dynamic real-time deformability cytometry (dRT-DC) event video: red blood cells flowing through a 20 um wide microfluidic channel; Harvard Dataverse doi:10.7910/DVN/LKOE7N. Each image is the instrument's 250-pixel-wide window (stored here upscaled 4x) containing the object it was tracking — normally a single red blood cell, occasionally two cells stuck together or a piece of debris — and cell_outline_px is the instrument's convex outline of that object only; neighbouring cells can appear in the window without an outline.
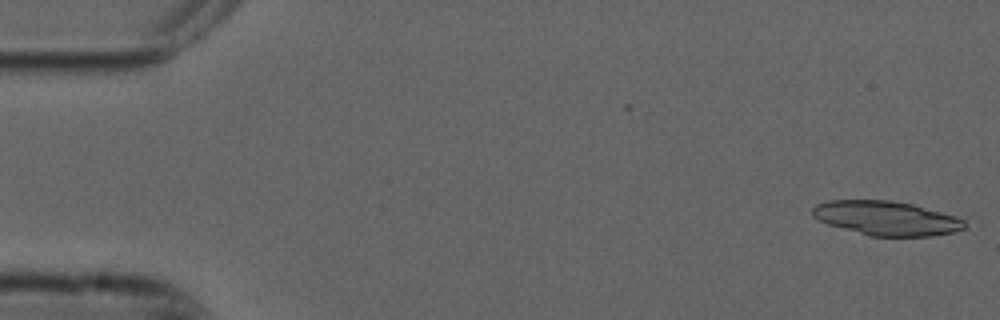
{"species": "common noctule bat (a hibernating species)", "species_latin": "Nyctalus noctula", "temperature_condition": "cold", "stored_images_in_passage": 26, "segment_of_instrument_passage": [1, 2], "camera_frame_rate_fps": 3000, "um_per_image_px": 0.085, "animal": {"sex": "male", "forearm_length_mm": 52.5}, "frame": {"image": 1, "passage_image": 1, "time_ms": 0.0, "image_size_px": [1000, 320], "cell_outline_px": [[968, 228], [956, 232], [932, 236], [868, 236], [828, 224], [812, 216], [812, 208], [816, 204], [828, 200], [888, 200], [912, 204], [956, 216], [964, 220]], "centroid_in_image_um": [75.37, 18.55], "position_along_channel_um": 9.6, "area_um2": 30.52}}